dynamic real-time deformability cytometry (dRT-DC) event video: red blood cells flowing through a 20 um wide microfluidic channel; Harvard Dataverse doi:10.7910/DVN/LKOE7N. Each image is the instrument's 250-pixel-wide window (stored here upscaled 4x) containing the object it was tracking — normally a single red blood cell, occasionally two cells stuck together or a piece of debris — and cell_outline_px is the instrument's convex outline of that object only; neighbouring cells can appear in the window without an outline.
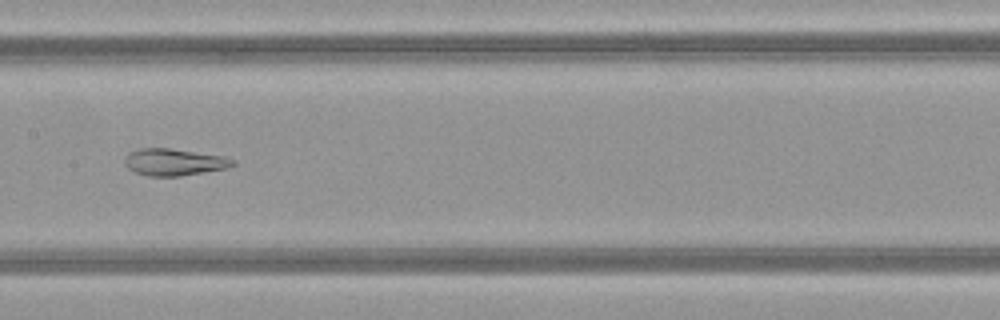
{"species": "common noctule bat (a hibernating species)", "species_latin": "Nyctalus noctula", "temperature_condition": "warm", "stored_images_in_passage": 50, "camera_frame_rate_fps": 3000, "um_per_image_px": 0.085, "animal": {"sex": "female", "body_mass_g": 21.9}, "frame": {"image": 1, "passage_image": 25, "time_ms": 8.0, "image_size_px": [1000, 320], "cell_outline_px": [[236, 164], [228, 168], [180, 176], [148, 176], [136, 172], [128, 168], [124, 164], [124, 156], [128, 152], [140, 148], [168, 148], [224, 156], [236, 160]], "centroid_in_image_um": [14.79, 13.77], "position_along_channel_um": 192.6, "area_um2": 17.05}}
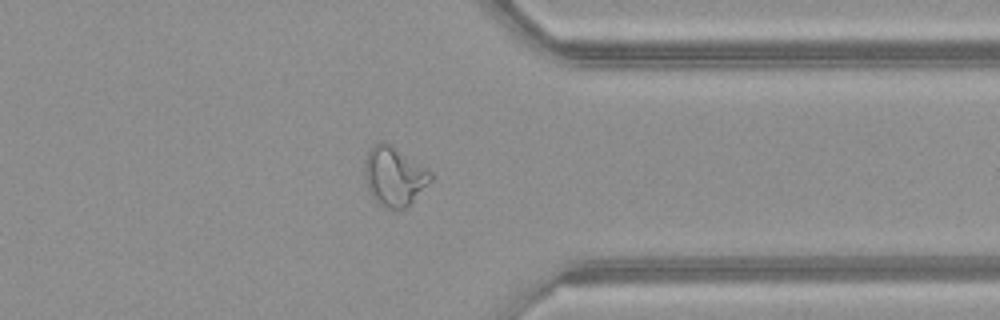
{"frame": {"image": 2, "passage_image": 39, "time_ms": 12.667, "image_size_px": [1000, 320], "cell_outline_px": [[432, 180], [404, 208], [388, 208], [380, 204], [372, 196], [368, 188], [364, 172], [364, 160], [372, 144], [384, 140], [392, 144], [432, 172]], "centroid_in_image_um": [33.48, 14.92], "position_along_channel_um": 377.9, "area_um2": 22.54}}
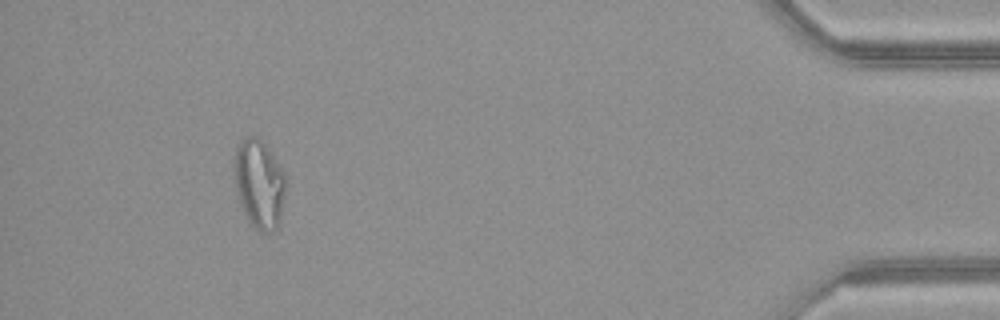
{"frame": {"image": 3, "passage_image": 46, "time_ms": 15.0, "image_size_px": [1000, 320], "cell_outline_px": [[288, 184], [280, 228], [272, 232], [260, 232], [248, 220], [240, 204], [236, 192], [232, 172], [232, 164], [236, 148], [240, 140], [244, 136], [256, 136], [268, 148], [284, 172]], "centroid_in_image_um": [22.05, 15.65], "position_along_channel_um": 413.2, "area_um2": 27.74}, "authors_computed_cell_mechanics": {"area_um2": 24.0448, "velocity_mm_per_s": 4.1158, "shape_relaxation_time_tau1_ms": null, "shape_relaxation_time_tau2_ms": 1.9435, "deformation_change_tau1": null, "deformation_change_tau2": 0.0804}}